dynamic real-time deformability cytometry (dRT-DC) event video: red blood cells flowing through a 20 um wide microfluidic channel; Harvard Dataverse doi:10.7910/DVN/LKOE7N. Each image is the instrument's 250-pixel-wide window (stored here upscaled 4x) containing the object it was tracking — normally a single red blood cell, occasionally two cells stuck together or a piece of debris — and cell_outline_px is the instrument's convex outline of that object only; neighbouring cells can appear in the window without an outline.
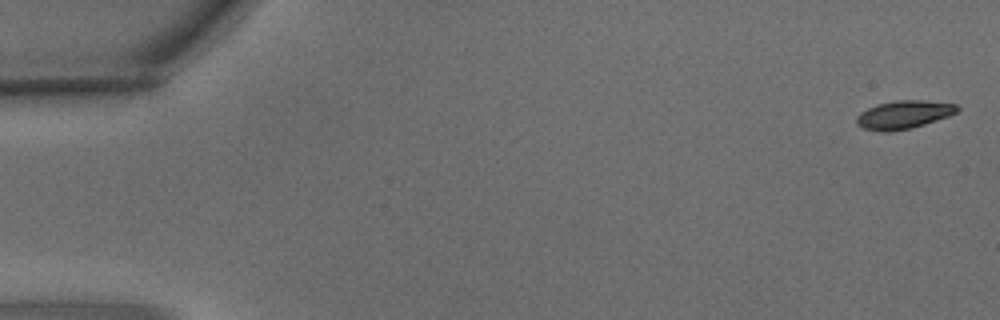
{"species": "common noctule bat (a hibernating species)", "species_latin": "Nyctalus noctula", "temperature_condition": "warm", "stored_images_in_passage": 5, "camera_frame_rate_fps": 3000, "um_per_image_px": 0.085, "animal": {"sex": "male", "body_mass_g": 15.6}, "frame": {"image": 1, "passage_image": 1, "time_ms": 0.0, "image_size_px": [1000, 320], "cell_outline_px": [[960, 108], [956, 112], [948, 116], [912, 128], [892, 132], [884, 132], [864, 128], [856, 124], [856, 116], [860, 112], [876, 104], [896, 100], [924, 100], [956, 104]], "centroid_in_image_um": [76.79, 9.74], "position_along_channel_um": 8.2, "area_um2": 16.59}}
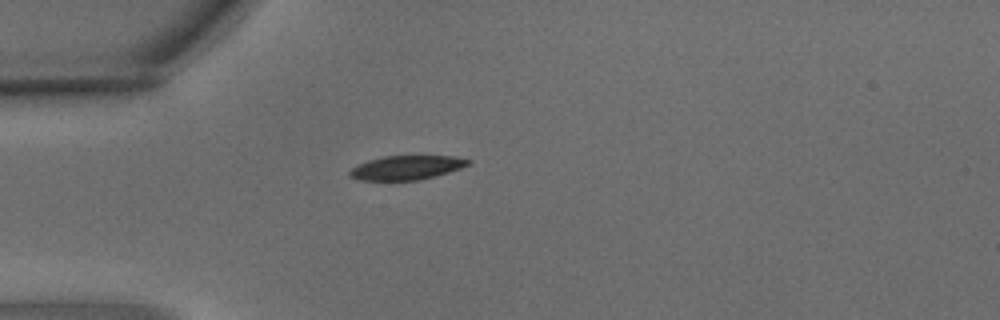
{"frame": {"image": 2, "passage_image": 5, "time_ms": 1.333, "image_size_px": [1000, 320], "cell_outline_px": [[472, 160], [468, 164], [460, 168], [448, 172], [416, 180], [360, 180], [348, 176], [348, 172], [356, 164], [368, 160], [384, 156], [452, 156]], "centroid_in_image_um": [34.49, 14.24], "position_along_channel_um": 50.5, "area_um2": 16.47}}